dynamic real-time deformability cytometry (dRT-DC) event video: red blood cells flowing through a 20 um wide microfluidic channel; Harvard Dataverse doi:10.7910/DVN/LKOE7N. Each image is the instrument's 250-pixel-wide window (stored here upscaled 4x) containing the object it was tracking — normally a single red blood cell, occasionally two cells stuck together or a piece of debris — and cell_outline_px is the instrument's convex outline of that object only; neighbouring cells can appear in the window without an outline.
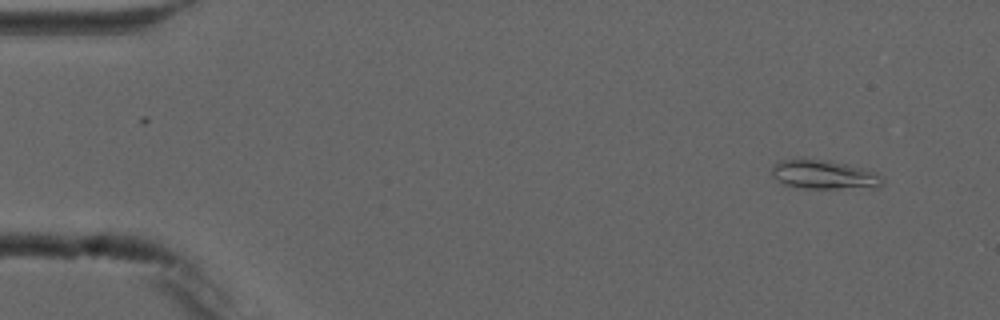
{"species": "common noctule bat (a hibernating species)", "species_latin": "Nyctalus noctula", "temperature_condition": "cold", "stored_images_in_passage": 4, "camera_frame_rate_fps": 3000, "um_per_image_px": 0.085, "animal": {"sex": "male", "forearm_length_mm": 52.5}, "frame": {"image": 1, "passage_image": 2, "time_ms": 1.333, "image_size_px": [1000, 320], "cell_outline_px": [[884, 180], [880, 188], [804, 188], [784, 184], [772, 176], [772, 168], [780, 160], [828, 160], [864, 168], [876, 172]], "centroid_in_image_um": [70.11, 14.86], "position_along_channel_um": 14.9, "area_um2": 18.5}}